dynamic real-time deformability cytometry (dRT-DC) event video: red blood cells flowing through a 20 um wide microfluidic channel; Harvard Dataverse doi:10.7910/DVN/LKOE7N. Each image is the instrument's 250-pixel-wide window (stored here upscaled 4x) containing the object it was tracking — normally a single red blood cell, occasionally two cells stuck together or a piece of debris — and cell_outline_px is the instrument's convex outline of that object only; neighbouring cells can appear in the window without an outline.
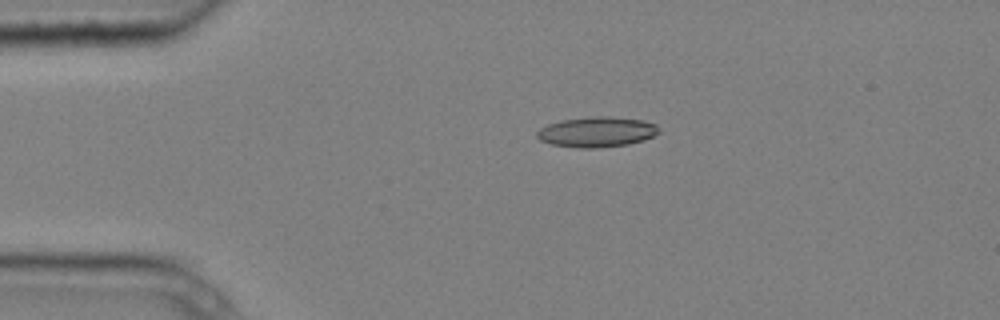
{"species": "common noctule bat (a hibernating species)", "species_latin": "Nyctalus noctula", "temperature_condition": "cold", "stored_images_in_passage": 5, "camera_frame_rate_fps": 3000, "um_per_image_px": 0.085, "animal": {"sex": "male", "body_mass_g": 20.4}, "frame": {"image": 1, "passage_image": 3, "time_ms": 0.667, "image_size_px": [1000, 320], "cell_outline_px": [[660, 132], [644, 140], [628, 144], [600, 148], [580, 148], [552, 144], [540, 140], [536, 136], [536, 132], [540, 128], [548, 124], [560, 120], [592, 116], [608, 116], [644, 120], [656, 124], [660, 128]], "centroid_in_image_um": [50.74, 11.21], "position_along_channel_um": 34.3, "area_um2": 21.68}}
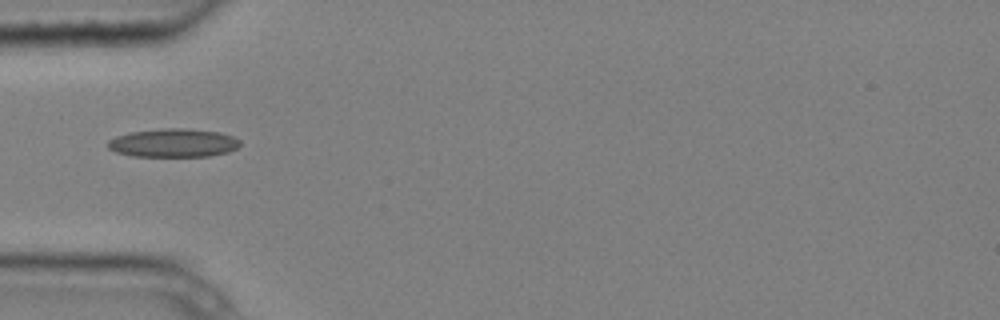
{"frame": {"image": 2, "passage_image": 5, "time_ms": 1.333, "image_size_px": [1000, 320], "cell_outline_px": [[240, 144], [236, 148], [228, 152], [208, 156], [132, 156], [116, 152], [108, 148], [108, 140], [116, 136], [132, 132], [160, 128], [184, 128], [220, 132], [232, 136], [240, 140]], "centroid_in_image_um": [14.73, 12.14], "position_along_channel_um": 70.3, "area_um2": 21.91}}